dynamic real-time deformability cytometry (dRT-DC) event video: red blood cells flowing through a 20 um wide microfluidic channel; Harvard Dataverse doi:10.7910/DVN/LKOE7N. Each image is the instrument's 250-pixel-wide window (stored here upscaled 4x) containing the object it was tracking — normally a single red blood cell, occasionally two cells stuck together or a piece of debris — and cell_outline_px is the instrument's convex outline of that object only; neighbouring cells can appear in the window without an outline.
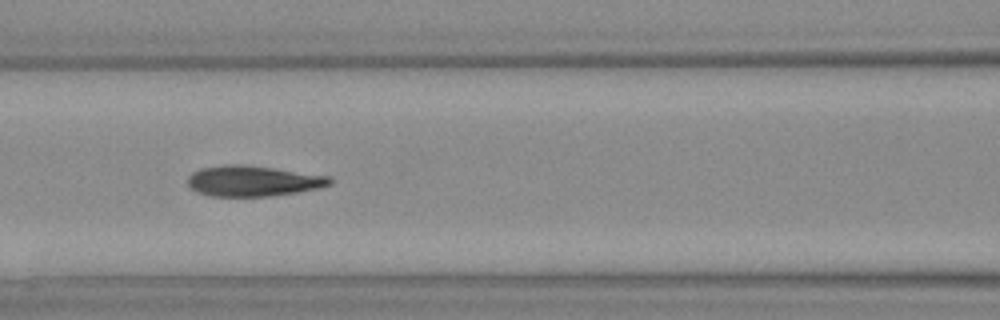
{"species": "Egyptian fruit bat (a non-hibernating species)", "species_latin": "Rousettus aegyptiacus", "temperature_condition": "warm", "stored_images_in_passage": 34, "camera_frame_rate_fps": 3000, "um_per_image_px": 0.085, "animal": {"sex": "female"}, "frame": {"image": 1, "passage_image": 15, "time_ms": 4.667, "image_size_px": [1000, 320], "cell_outline_px": [[332, 184], [320, 188], [296, 192], [268, 196], [212, 196], [200, 192], [192, 188], [188, 184], [188, 176], [192, 172], [200, 168], [224, 164], [240, 164], [272, 168], [332, 176]], "centroid_in_image_um": [21.53, 15.37], "position_along_channel_um": 145.1, "area_um2": 25.26}}
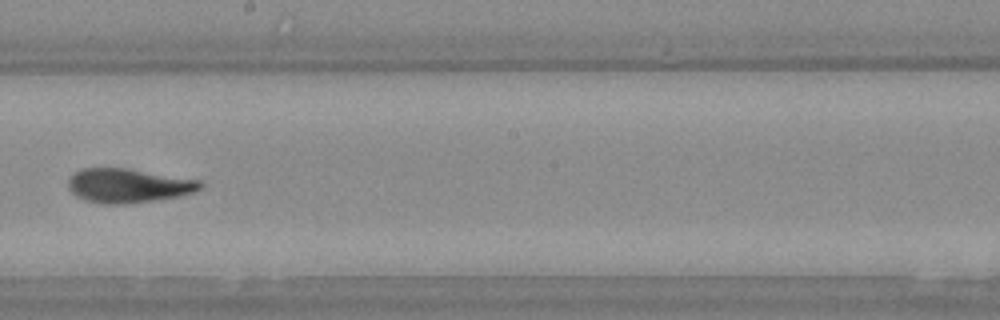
{"frame": {"image": 2, "passage_image": 20, "time_ms": 6.333, "image_size_px": [1000, 320], "cell_outline_px": [[204, 184], [200, 188], [192, 192], [176, 196], [152, 200], [120, 204], [104, 204], [88, 200], [76, 196], [68, 188], [68, 180], [80, 168], [128, 168], [200, 180]], "centroid_in_image_um": [10.88, 15.76], "position_along_channel_um": 237.3, "area_um2": 25.89}}